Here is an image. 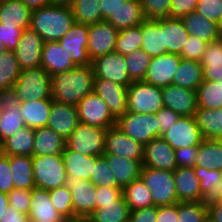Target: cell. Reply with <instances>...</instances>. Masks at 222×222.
<instances>
[{
  "label": "cell",
  "mask_w": 222,
  "mask_h": 222,
  "mask_svg": "<svg viewBox=\"0 0 222 222\" xmlns=\"http://www.w3.org/2000/svg\"><path fill=\"white\" fill-rule=\"evenodd\" d=\"M202 222H214V220L208 214Z\"/></svg>",
  "instance_id": "72"
},
{
  "label": "cell",
  "mask_w": 222,
  "mask_h": 222,
  "mask_svg": "<svg viewBox=\"0 0 222 222\" xmlns=\"http://www.w3.org/2000/svg\"><path fill=\"white\" fill-rule=\"evenodd\" d=\"M109 168L115 175L118 185L123 189L132 181L140 178L142 162L114 154H104Z\"/></svg>",
  "instance_id": "30"
},
{
  "label": "cell",
  "mask_w": 222,
  "mask_h": 222,
  "mask_svg": "<svg viewBox=\"0 0 222 222\" xmlns=\"http://www.w3.org/2000/svg\"><path fill=\"white\" fill-rule=\"evenodd\" d=\"M177 199L179 202H197L202 200L200 179L194 168L177 167L173 171Z\"/></svg>",
  "instance_id": "23"
},
{
  "label": "cell",
  "mask_w": 222,
  "mask_h": 222,
  "mask_svg": "<svg viewBox=\"0 0 222 222\" xmlns=\"http://www.w3.org/2000/svg\"><path fill=\"white\" fill-rule=\"evenodd\" d=\"M208 214L214 222H222V198L219 203L208 207Z\"/></svg>",
  "instance_id": "67"
},
{
  "label": "cell",
  "mask_w": 222,
  "mask_h": 222,
  "mask_svg": "<svg viewBox=\"0 0 222 222\" xmlns=\"http://www.w3.org/2000/svg\"><path fill=\"white\" fill-rule=\"evenodd\" d=\"M10 168L15 189H32L35 186L32 156H10Z\"/></svg>",
  "instance_id": "38"
},
{
  "label": "cell",
  "mask_w": 222,
  "mask_h": 222,
  "mask_svg": "<svg viewBox=\"0 0 222 222\" xmlns=\"http://www.w3.org/2000/svg\"><path fill=\"white\" fill-rule=\"evenodd\" d=\"M94 222H129L130 209L122 196L113 203L102 204L89 215Z\"/></svg>",
  "instance_id": "43"
},
{
  "label": "cell",
  "mask_w": 222,
  "mask_h": 222,
  "mask_svg": "<svg viewBox=\"0 0 222 222\" xmlns=\"http://www.w3.org/2000/svg\"><path fill=\"white\" fill-rule=\"evenodd\" d=\"M79 123L76 105L57 101L52 102L51 112L46 124L47 127L66 140Z\"/></svg>",
  "instance_id": "21"
},
{
  "label": "cell",
  "mask_w": 222,
  "mask_h": 222,
  "mask_svg": "<svg viewBox=\"0 0 222 222\" xmlns=\"http://www.w3.org/2000/svg\"><path fill=\"white\" fill-rule=\"evenodd\" d=\"M91 66L95 78L110 80L126 87L133 82L127 72L125 57L115 51L91 60Z\"/></svg>",
  "instance_id": "10"
},
{
  "label": "cell",
  "mask_w": 222,
  "mask_h": 222,
  "mask_svg": "<svg viewBox=\"0 0 222 222\" xmlns=\"http://www.w3.org/2000/svg\"><path fill=\"white\" fill-rule=\"evenodd\" d=\"M14 189L10 168V156L0 154V192L8 194Z\"/></svg>",
  "instance_id": "56"
},
{
  "label": "cell",
  "mask_w": 222,
  "mask_h": 222,
  "mask_svg": "<svg viewBox=\"0 0 222 222\" xmlns=\"http://www.w3.org/2000/svg\"><path fill=\"white\" fill-rule=\"evenodd\" d=\"M32 11L20 0L0 1V24L22 30L29 28Z\"/></svg>",
  "instance_id": "31"
},
{
  "label": "cell",
  "mask_w": 222,
  "mask_h": 222,
  "mask_svg": "<svg viewBox=\"0 0 222 222\" xmlns=\"http://www.w3.org/2000/svg\"><path fill=\"white\" fill-rule=\"evenodd\" d=\"M101 0H73L71 10L75 22L95 24L102 21Z\"/></svg>",
  "instance_id": "44"
},
{
  "label": "cell",
  "mask_w": 222,
  "mask_h": 222,
  "mask_svg": "<svg viewBox=\"0 0 222 222\" xmlns=\"http://www.w3.org/2000/svg\"><path fill=\"white\" fill-rule=\"evenodd\" d=\"M3 112L0 119V145L25 125L19 102L11 96H2Z\"/></svg>",
  "instance_id": "27"
},
{
  "label": "cell",
  "mask_w": 222,
  "mask_h": 222,
  "mask_svg": "<svg viewBox=\"0 0 222 222\" xmlns=\"http://www.w3.org/2000/svg\"><path fill=\"white\" fill-rule=\"evenodd\" d=\"M119 30L107 21L89 25L87 51L91 60L114 52Z\"/></svg>",
  "instance_id": "14"
},
{
  "label": "cell",
  "mask_w": 222,
  "mask_h": 222,
  "mask_svg": "<svg viewBox=\"0 0 222 222\" xmlns=\"http://www.w3.org/2000/svg\"><path fill=\"white\" fill-rule=\"evenodd\" d=\"M27 214H24L14 207L8 206L7 211L2 215L0 222H29Z\"/></svg>",
  "instance_id": "65"
},
{
  "label": "cell",
  "mask_w": 222,
  "mask_h": 222,
  "mask_svg": "<svg viewBox=\"0 0 222 222\" xmlns=\"http://www.w3.org/2000/svg\"><path fill=\"white\" fill-rule=\"evenodd\" d=\"M160 31H163V54H181L189 34L181 18L160 19Z\"/></svg>",
  "instance_id": "24"
},
{
  "label": "cell",
  "mask_w": 222,
  "mask_h": 222,
  "mask_svg": "<svg viewBox=\"0 0 222 222\" xmlns=\"http://www.w3.org/2000/svg\"><path fill=\"white\" fill-rule=\"evenodd\" d=\"M145 20L141 0H127L105 21L109 22L120 31L122 29L141 25Z\"/></svg>",
  "instance_id": "29"
},
{
  "label": "cell",
  "mask_w": 222,
  "mask_h": 222,
  "mask_svg": "<svg viewBox=\"0 0 222 222\" xmlns=\"http://www.w3.org/2000/svg\"><path fill=\"white\" fill-rule=\"evenodd\" d=\"M200 65L203 70V80L220 81L222 79V63Z\"/></svg>",
  "instance_id": "64"
},
{
  "label": "cell",
  "mask_w": 222,
  "mask_h": 222,
  "mask_svg": "<svg viewBox=\"0 0 222 222\" xmlns=\"http://www.w3.org/2000/svg\"><path fill=\"white\" fill-rule=\"evenodd\" d=\"M49 194L54 208L64 219L74 216L71 190L66 185L49 190Z\"/></svg>",
  "instance_id": "48"
},
{
  "label": "cell",
  "mask_w": 222,
  "mask_h": 222,
  "mask_svg": "<svg viewBox=\"0 0 222 222\" xmlns=\"http://www.w3.org/2000/svg\"><path fill=\"white\" fill-rule=\"evenodd\" d=\"M116 125L129 137L147 144L151 139L160 137V126L156 114L126 112L117 119Z\"/></svg>",
  "instance_id": "8"
},
{
  "label": "cell",
  "mask_w": 222,
  "mask_h": 222,
  "mask_svg": "<svg viewBox=\"0 0 222 222\" xmlns=\"http://www.w3.org/2000/svg\"><path fill=\"white\" fill-rule=\"evenodd\" d=\"M203 82V70L198 61L181 59L173 76L172 84L182 88L197 90Z\"/></svg>",
  "instance_id": "36"
},
{
  "label": "cell",
  "mask_w": 222,
  "mask_h": 222,
  "mask_svg": "<svg viewBox=\"0 0 222 222\" xmlns=\"http://www.w3.org/2000/svg\"><path fill=\"white\" fill-rule=\"evenodd\" d=\"M196 93L198 108L222 109V85L219 81L203 80Z\"/></svg>",
  "instance_id": "45"
},
{
  "label": "cell",
  "mask_w": 222,
  "mask_h": 222,
  "mask_svg": "<svg viewBox=\"0 0 222 222\" xmlns=\"http://www.w3.org/2000/svg\"><path fill=\"white\" fill-rule=\"evenodd\" d=\"M32 172L37 188L51 190L66 183L67 172L62 154L32 156Z\"/></svg>",
  "instance_id": "4"
},
{
  "label": "cell",
  "mask_w": 222,
  "mask_h": 222,
  "mask_svg": "<svg viewBox=\"0 0 222 222\" xmlns=\"http://www.w3.org/2000/svg\"><path fill=\"white\" fill-rule=\"evenodd\" d=\"M194 171L200 179L202 202L206 207L219 203L222 198L221 171L208 170L202 166H195Z\"/></svg>",
  "instance_id": "28"
},
{
  "label": "cell",
  "mask_w": 222,
  "mask_h": 222,
  "mask_svg": "<svg viewBox=\"0 0 222 222\" xmlns=\"http://www.w3.org/2000/svg\"><path fill=\"white\" fill-rule=\"evenodd\" d=\"M141 6L147 20L170 17L171 0H141Z\"/></svg>",
  "instance_id": "51"
},
{
  "label": "cell",
  "mask_w": 222,
  "mask_h": 222,
  "mask_svg": "<svg viewBox=\"0 0 222 222\" xmlns=\"http://www.w3.org/2000/svg\"><path fill=\"white\" fill-rule=\"evenodd\" d=\"M94 73L91 64L53 74L51 99L60 103L77 105L93 92Z\"/></svg>",
  "instance_id": "1"
},
{
  "label": "cell",
  "mask_w": 222,
  "mask_h": 222,
  "mask_svg": "<svg viewBox=\"0 0 222 222\" xmlns=\"http://www.w3.org/2000/svg\"><path fill=\"white\" fill-rule=\"evenodd\" d=\"M76 106L80 123L105 129L116 125L117 119L94 92L85 96Z\"/></svg>",
  "instance_id": "9"
},
{
  "label": "cell",
  "mask_w": 222,
  "mask_h": 222,
  "mask_svg": "<svg viewBox=\"0 0 222 222\" xmlns=\"http://www.w3.org/2000/svg\"><path fill=\"white\" fill-rule=\"evenodd\" d=\"M179 117V114L165 107L156 113V119L160 126V137L168 131L172 124L179 119Z\"/></svg>",
  "instance_id": "61"
},
{
  "label": "cell",
  "mask_w": 222,
  "mask_h": 222,
  "mask_svg": "<svg viewBox=\"0 0 222 222\" xmlns=\"http://www.w3.org/2000/svg\"><path fill=\"white\" fill-rule=\"evenodd\" d=\"M140 178L150 190L154 206L178 203L172 171L142 167Z\"/></svg>",
  "instance_id": "5"
},
{
  "label": "cell",
  "mask_w": 222,
  "mask_h": 222,
  "mask_svg": "<svg viewBox=\"0 0 222 222\" xmlns=\"http://www.w3.org/2000/svg\"><path fill=\"white\" fill-rule=\"evenodd\" d=\"M64 222H94L90 216L75 215L65 218Z\"/></svg>",
  "instance_id": "70"
},
{
  "label": "cell",
  "mask_w": 222,
  "mask_h": 222,
  "mask_svg": "<svg viewBox=\"0 0 222 222\" xmlns=\"http://www.w3.org/2000/svg\"><path fill=\"white\" fill-rule=\"evenodd\" d=\"M181 59L172 53L152 57L143 81L161 88L171 85Z\"/></svg>",
  "instance_id": "18"
},
{
  "label": "cell",
  "mask_w": 222,
  "mask_h": 222,
  "mask_svg": "<svg viewBox=\"0 0 222 222\" xmlns=\"http://www.w3.org/2000/svg\"><path fill=\"white\" fill-rule=\"evenodd\" d=\"M88 30L89 25L75 22L69 31L58 41L68 57L76 66L91 64L88 55Z\"/></svg>",
  "instance_id": "12"
},
{
  "label": "cell",
  "mask_w": 222,
  "mask_h": 222,
  "mask_svg": "<svg viewBox=\"0 0 222 222\" xmlns=\"http://www.w3.org/2000/svg\"><path fill=\"white\" fill-rule=\"evenodd\" d=\"M178 219V203L158 206L157 222H177Z\"/></svg>",
  "instance_id": "63"
},
{
  "label": "cell",
  "mask_w": 222,
  "mask_h": 222,
  "mask_svg": "<svg viewBox=\"0 0 222 222\" xmlns=\"http://www.w3.org/2000/svg\"><path fill=\"white\" fill-rule=\"evenodd\" d=\"M143 43L142 24L119 31L114 51L125 56L138 49Z\"/></svg>",
  "instance_id": "46"
},
{
  "label": "cell",
  "mask_w": 222,
  "mask_h": 222,
  "mask_svg": "<svg viewBox=\"0 0 222 222\" xmlns=\"http://www.w3.org/2000/svg\"><path fill=\"white\" fill-rule=\"evenodd\" d=\"M22 34V29L0 24V46L14 50Z\"/></svg>",
  "instance_id": "55"
},
{
  "label": "cell",
  "mask_w": 222,
  "mask_h": 222,
  "mask_svg": "<svg viewBox=\"0 0 222 222\" xmlns=\"http://www.w3.org/2000/svg\"><path fill=\"white\" fill-rule=\"evenodd\" d=\"M194 117L204 139L222 135V109L198 108Z\"/></svg>",
  "instance_id": "39"
},
{
  "label": "cell",
  "mask_w": 222,
  "mask_h": 222,
  "mask_svg": "<svg viewBox=\"0 0 222 222\" xmlns=\"http://www.w3.org/2000/svg\"><path fill=\"white\" fill-rule=\"evenodd\" d=\"M41 67L44 68L50 76L53 74L69 71L76 65L68 57L67 53L61 48L58 41L44 42Z\"/></svg>",
  "instance_id": "26"
},
{
  "label": "cell",
  "mask_w": 222,
  "mask_h": 222,
  "mask_svg": "<svg viewBox=\"0 0 222 222\" xmlns=\"http://www.w3.org/2000/svg\"><path fill=\"white\" fill-rule=\"evenodd\" d=\"M200 64L222 63V37L220 40L207 44L205 53L201 57Z\"/></svg>",
  "instance_id": "60"
},
{
  "label": "cell",
  "mask_w": 222,
  "mask_h": 222,
  "mask_svg": "<svg viewBox=\"0 0 222 222\" xmlns=\"http://www.w3.org/2000/svg\"><path fill=\"white\" fill-rule=\"evenodd\" d=\"M51 76L40 67L21 70L9 96L18 102L51 99Z\"/></svg>",
  "instance_id": "3"
},
{
  "label": "cell",
  "mask_w": 222,
  "mask_h": 222,
  "mask_svg": "<svg viewBox=\"0 0 222 222\" xmlns=\"http://www.w3.org/2000/svg\"><path fill=\"white\" fill-rule=\"evenodd\" d=\"M195 11L218 25L222 23V0H198Z\"/></svg>",
  "instance_id": "52"
},
{
  "label": "cell",
  "mask_w": 222,
  "mask_h": 222,
  "mask_svg": "<svg viewBox=\"0 0 222 222\" xmlns=\"http://www.w3.org/2000/svg\"><path fill=\"white\" fill-rule=\"evenodd\" d=\"M6 51V49L2 46H0V56Z\"/></svg>",
  "instance_id": "74"
},
{
  "label": "cell",
  "mask_w": 222,
  "mask_h": 222,
  "mask_svg": "<svg viewBox=\"0 0 222 222\" xmlns=\"http://www.w3.org/2000/svg\"><path fill=\"white\" fill-rule=\"evenodd\" d=\"M2 112H3L2 96L0 95V119H1V116H2Z\"/></svg>",
  "instance_id": "73"
},
{
  "label": "cell",
  "mask_w": 222,
  "mask_h": 222,
  "mask_svg": "<svg viewBox=\"0 0 222 222\" xmlns=\"http://www.w3.org/2000/svg\"><path fill=\"white\" fill-rule=\"evenodd\" d=\"M122 194L121 187H97V199H96V209L102 208V204L113 203V201H118Z\"/></svg>",
  "instance_id": "57"
},
{
  "label": "cell",
  "mask_w": 222,
  "mask_h": 222,
  "mask_svg": "<svg viewBox=\"0 0 222 222\" xmlns=\"http://www.w3.org/2000/svg\"><path fill=\"white\" fill-rule=\"evenodd\" d=\"M198 0H171L170 17L182 18L187 14L194 12Z\"/></svg>",
  "instance_id": "59"
},
{
  "label": "cell",
  "mask_w": 222,
  "mask_h": 222,
  "mask_svg": "<svg viewBox=\"0 0 222 222\" xmlns=\"http://www.w3.org/2000/svg\"><path fill=\"white\" fill-rule=\"evenodd\" d=\"M217 140L222 144V135Z\"/></svg>",
  "instance_id": "75"
},
{
  "label": "cell",
  "mask_w": 222,
  "mask_h": 222,
  "mask_svg": "<svg viewBox=\"0 0 222 222\" xmlns=\"http://www.w3.org/2000/svg\"><path fill=\"white\" fill-rule=\"evenodd\" d=\"M28 218L31 222H64L51 202L49 190L37 187L31 189Z\"/></svg>",
  "instance_id": "22"
},
{
  "label": "cell",
  "mask_w": 222,
  "mask_h": 222,
  "mask_svg": "<svg viewBox=\"0 0 222 222\" xmlns=\"http://www.w3.org/2000/svg\"><path fill=\"white\" fill-rule=\"evenodd\" d=\"M143 43L141 49L150 57L163 55V31L159 20H145L142 23Z\"/></svg>",
  "instance_id": "42"
},
{
  "label": "cell",
  "mask_w": 222,
  "mask_h": 222,
  "mask_svg": "<svg viewBox=\"0 0 222 222\" xmlns=\"http://www.w3.org/2000/svg\"><path fill=\"white\" fill-rule=\"evenodd\" d=\"M207 43L197 39L193 35H189L185 45H183L181 54L182 59L200 61L201 57L205 53Z\"/></svg>",
  "instance_id": "53"
},
{
  "label": "cell",
  "mask_w": 222,
  "mask_h": 222,
  "mask_svg": "<svg viewBox=\"0 0 222 222\" xmlns=\"http://www.w3.org/2000/svg\"><path fill=\"white\" fill-rule=\"evenodd\" d=\"M197 153H198V146L175 149L177 167L194 168L196 165Z\"/></svg>",
  "instance_id": "58"
},
{
  "label": "cell",
  "mask_w": 222,
  "mask_h": 222,
  "mask_svg": "<svg viewBox=\"0 0 222 222\" xmlns=\"http://www.w3.org/2000/svg\"><path fill=\"white\" fill-rule=\"evenodd\" d=\"M208 170H222V144L217 139H204L198 146L196 165Z\"/></svg>",
  "instance_id": "41"
},
{
  "label": "cell",
  "mask_w": 222,
  "mask_h": 222,
  "mask_svg": "<svg viewBox=\"0 0 222 222\" xmlns=\"http://www.w3.org/2000/svg\"><path fill=\"white\" fill-rule=\"evenodd\" d=\"M161 137L174 150L199 146L204 140L194 116H180Z\"/></svg>",
  "instance_id": "11"
},
{
  "label": "cell",
  "mask_w": 222,
  "mask_h": 222,
  "mask_svg": "<svg viewBox=\"0 0 222 222\" xmlns=\"http://www.w3.org/2000/svg\"><path fill=\"white\" fill-rule=\"evenodd\" d=\"M106 130L79 123L65 140V147L87 156H103L105 154Z\"/></svg>",
  "instance_id": "6"
},
{
  "label": "cell",
  "mask_w": 222,
  "mask_h": 222,
  "mask_svg": "<svg viewBox=\"0 0 222 222\" xmlns=\"http://www.w3.org/2000/svg\"><path fill=\"white\" fill-rule=\"evenodd\" d=\"M24 5H26L31 11L42 8L49 5V0H20Z\"/></svg>",
  "instance_id": "68"
},
{
  "label": "cell",
  "mask_w": 222,
  "mask_h": 222,
  "mask_svg": "<svg viewBox=\"0 0 222 222\" xmlns=\"http://www.w3.org/2000/svg\"><path fill=\"white\" fill-rule=\"evenodd\" d=\"M74 23L71 7L49 4L32 11L30 27L44 42H54L59 41Z\"/></svg>",
  "instance_id": "2"
},
{
  "label": "cell",
  "mask_w": 222,
  "mask_h": 222,
  "mask_svg": "<svg viewBox=\"0 0 222 222\" xmlns=\"http://www.w3.org/2000/svg\"><path fill=\"white\" fill-rule=\"evenodd\" d=\"M21 69L13 50H6L0 56V95H10Z\"/></svg>",
  "instance_id": "37"
},
{
  "label": "cell",
  "mask_w": 222,
  "mask_h": 222,
  "mask_svg": "<svg viewBox=\"0 0 222 222\" xmlns=\"http://www.w3.org/2000/svg\"><path fill=\"white\" fill-rule=\"evenodd\" d=\"M90 180L97 187H120L116 181L115 175L109 168L106 157L104 155L97 156V161L94 166L93 175H90Z\"/></svg>",
  "instance_id": "50"
},
{
  "label": "cell",
  "mask_w": 222,
  "mask_h": 222,
  "mask_svg": "<svg viewBox=\"0 0 222 222\" xmlns=\"http://www.w3.org/2000/svg\"><path fill=\"white\" fill-rule=\"evenodd\" d=\"M52 102V99H32L26 102H19L24 125L33 129L46 127Z\"/></svg>",
  "instance_id": "32"
},
{
  "label": "cell",
  "mask_w": 222,
  "mask_h": 222,
  "mask_svg": "<svg viewBox=\"0 0 222 222\" xmlns=\"http://www.w3.org/2000/svg\"><path fill=\"white\" fill-rule=\"evenodd\" d=\"M208 215V207L202 201L178 202L177 222H202Z\"/></svg>",
  "instance_id": "49"
},
{
  "label": "cell",
  "mask_w": 222,
  "mask_h": 222,
  "mask_svg": "<svg viewBox=\"0 0 222 222\" xmlns=\"http://www.w3.org/2000/svg\"><path fill=\"white\" fill-rule=\"evenodd\" d=\"M142 166L173 172L177 168L175 150L162 137L151 139L144 145Z\"/></svg>",
  "instance_id": "17"
},
{
  "label": "cell",
  "mask_w": 222,
  "mask_h": 222,
  "mask_svg": "<svg viewBox=\"0 0 222 222\" xmlns=\"http://www.w3.org/2000/svg\"><path fill=\"white\" fill-rule=\"evenodd\" d=\"M181 20L189 35H193L207 44L218 41L222 37L220 25L205 19L196 11L187 14Z\"/></svg>",
  "instance_id": "25"
},
{
  "label": "cell",
  "mask_w": 222,
  "mask_h": 222,
  "mask_svg": "<svg viewBox=\"0 0 222 222\" xmlns=\"http://www.w3.org/2000/svg\"><path fill=\"white\" fill-rule=\"evenodd\" d=\"M158 206L130 211L129 222H157Z\"/></svg>",
  "instance_id": "62"
},
{
  "label": "cell",
  "mask_w": 222,
  "mask_h": 222,
  "mask_svg": "<svg viewBox=\"0 0 222 222\" xmlns=\"http://www.w3.org/2000/svg\"><path fill=\"white\" fill-rule=\"evenodd\" d=\"M127 0H101L100 6L102 11V21L106 20L112 13H114L121 4Z\"/></svg>",
  "instance_id": "66"
},
{
  "label": "cell",
  "mask_w": 222,
  "mask_h": 222,
  "mask_svg": "<svg viewBox=\"0 0 222 222\" xmlns=\"http://www.w3.org/2000/svg\"><path fill=\"white\" fill-rule=\"evenodd\" d=\"M93 92L106 103L116 119L127 112L128 87L110 80L94 78Z\"/></svg>",
  "instance_id": "19"
},
{
  "label": "cell",
  "mask_w": 222,
  "mask_h": 222,
  "mask_svg": "<svg viewBox=\"0 0 222 222\" xmlns=\"http://www.w3.org/2000/svg\"><path fill=\"white\" fill-rule=\"evenodd\" d=\"M163 107L161 87L144 81H134L128 86V112L156 114Z\"/></svg>",
  "instance_id": "7"
},
{
  "label": "cell",
  "mask_w": 222,
  "mask_h": 222,
  "mask_svg": "<svg viewBox=\"0 0 222 222\" xmlns=\"http://www.w3.org/2000/svg\"><path fill=\"white\" fill-rule=\"evenodd\" d=\"M44 41L31 27L22 30L21 37L13 53L16 55L20 69L41 66Z\"/></svg>",
  "instance_id": "16"
},
{
  "label": "cell",
  "mask_w": 222,
  "mask_h": 222,
  "mask_svg": "<svg viewBox=\"0 0 222 222\" xmlns=\"http://www.w3.org/2000/svg\"><path fill=\"white\" fill-rule=\"evenodd\" d=\"M9 206L27 214L30 210L31 189H13L8 193Z\"/></svg>",
  "instance_id": "54"
},
{
  "label": "cell",
  "mask_w": 222,
  "mask_h": 222,
  "mask_svg": "<svg viewBox=\"0 0 222 222\" xmlns=\"http://www.w3.org/2000/svg\"><path fill=\"white\" fill-rule=\"evenodd\" d=\"M105 154H114L142 162L144 145L126 135L117 125L106 130Z\"/></svg>",
  "instance_id": "15"
},
{
  "label": "cell",
  "mask_w": 222,
  "mask_h": 222,
  "mask_svg": "<svg viewBox=\"0 0 222 222\" xmlns=\"http://www.w3.org/2000/svg\"><path fill=\"white\" fill-rule=\"evenodd\" d=\"M65 185L71 190L74 216H89L96 209L97 186L75 175H67Z\"/></svg>",
  "instance_id": "13"
},
{
  "label": "cell",
  "mask_w": 222,
  "mask_h": 222,
  "mask_svg": "<svg viewBox=\"0 0 222 222\" xmlns=\"http://www.w3.org/2000/svg\"><path fill=\"white\" fill-rule=\"evenodd\" d=\"M62 158L67 175H75L81 180H90L97 156H87L65 147L62 152Z\"/></svg>",
  "instance_id": "34"
},
{
  "label": "cell",
  "mask_w": 222,
  "mask_h": 222,
  "mask_svg": "<svg viewBox=\"0 0 222 222\" xmlns=\"http://www.w3.org/2000/svg\"><path fill=\"white\" fill-rule=\"evenodd\" d=\"M122 194L130 211L154 206L152 194L141 178L124 187Z\"/></svg>",
  "instance_id": "40"
},
{
  "label": "cell",
  "mask_w": 222,
  "mask_h": 222,
  "mask_svg": "<svg viewBox=\"0 0 222 222\" xmlns=\"http://www.w3.org/2000/svg\"><path fill=\"white\" fill-rule=\"evenodd\" d=\"M9 206L8 194L0 192V219Z\"/></svg>",
  "instance_id": "69"
},
{
  "label": "cell",
  "mask_w": 222,
  "mask_h": 222,
  "mask_svg": "<svg viewBox=\"0 0 222 222\" xmlns=\"http://www.w3.org/2000/svg\"><path fill=\"white\" fill-rule=\"evenodd\" d=\"M65 139L49 127L34 129V146L32 156L62 154Z\"/></svg>",
  "instance_id": "33"
},
{
  "label": "cell",
  "mask_w": 222,
  "mask_h": 222,
  "mask_svg": "<svg viewBox=\"0 0 222 222\" xmlns=\"http://www.w3.org/2000/svg\"><path fill=\"white\" fill-rule=\"evenodd\" d=\"M49 3L57 6L71 7L73 0H49Z\"/></svg>",
  "instance_id": "71"
},
{
  "label": "cell",
  "mask_w": 222,
  "mask_h": 222,
  "mask_svg": "<svg viewBox=\"0 0 222 222\" xmlns=\"http://www.w3.org/2000/svg\"><path fill=\"white\" fill-rule=\"evenodd\" d=\"M124 57L130 79L133 82L143 81L152 57L146 54L143 49H138Z\"/></svg>",
  "instance_id": "47"
},
{
  "label": "cell",
  "mask_w": 222,
  "mask_h": 222,
  "mask_svg": "<svg viewBox=\"0 0 222 222\" xmlns=\"http://www.w3.org/2000/svg\"><path fill=\"white\" fill-rule=\"evenodd\" d=\"M163 104L180 116H194L198 109L197 93L195 90L168 85L161 88Z\"/></svg>",
  "instance_id": "20"
},
{
  "label": "cell",
  "mask_w": 222,
  "mask_h": 222,
  "mask_svg": "<svg viewBox=\"0 0 222 222\" xmlns=\"http://www.w3.org/2000/svg\"><path fill=\"white\" fill-rule=\"evenodd\" d=\"M34 146V129L24 126L1 145V152L7 156H32Z\"/></svg>",
  "instance_id": "35"
}]
</instances>
